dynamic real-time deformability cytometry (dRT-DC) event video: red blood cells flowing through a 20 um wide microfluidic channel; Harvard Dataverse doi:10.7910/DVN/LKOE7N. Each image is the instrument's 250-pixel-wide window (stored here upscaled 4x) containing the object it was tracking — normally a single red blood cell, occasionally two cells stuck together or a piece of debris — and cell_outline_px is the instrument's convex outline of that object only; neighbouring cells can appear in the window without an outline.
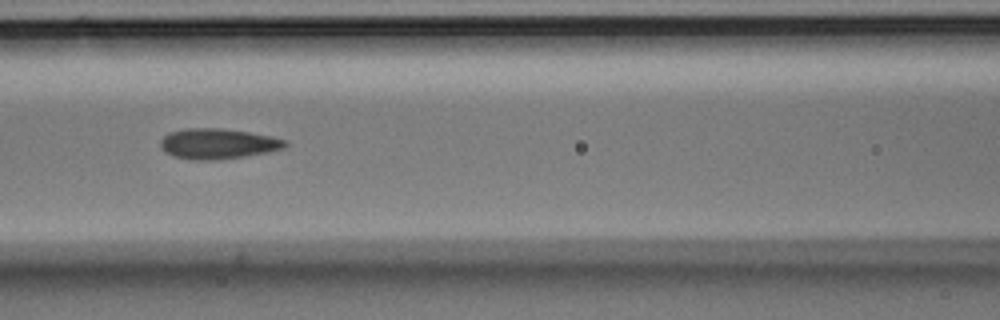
{"species": "Egyptian fruit bat (a non-hibernating species)", "species_latin": "Rousettus aegyptiacus", "temperature_condition": "room temperature", "stored_images_in_passage": 7, "camera_frame_rate_fps": 3000, "um_per_image_px": 0.085, "animal": {"sex": "male"}, "frame": {"image": 1, "passage_image": 7, "time_ms": 2.0, "image_size_px": [1000, 320], "cell_outline_px": [[288, 144], [284, 148], [268, 152], [244, 156], [216, 160], [192, 160], [172, 156], [164, 152], [160, 148], [160, 140], [168, 132], [184, 128], [220, 128], [248, 132], [272, 136], [288, 140]], "centroid_in_image_um": [18.49, 12.21], "position_along_channel_um": 148.1, "area_um2": 22.37}}